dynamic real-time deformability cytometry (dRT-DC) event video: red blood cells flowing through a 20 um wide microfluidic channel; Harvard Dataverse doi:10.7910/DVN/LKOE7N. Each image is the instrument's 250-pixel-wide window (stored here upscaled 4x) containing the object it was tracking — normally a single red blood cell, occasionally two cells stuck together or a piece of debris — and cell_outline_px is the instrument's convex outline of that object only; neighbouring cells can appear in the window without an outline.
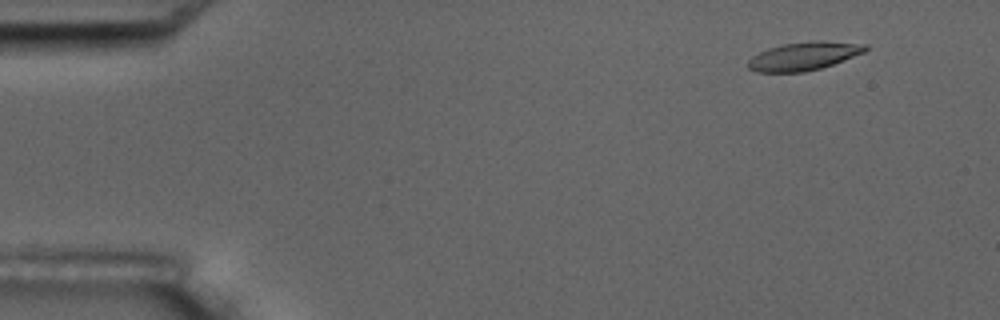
{"species": "common noctule bat (a hibernating species)", "species_latin": "Nyctalus noctula", "temperature_condition": "room temperature", "stored_images_in_passage": 5, "camera_frame_rate_fps": 3000, "um_per_image_px": 0.085, "animal": {"sex": "male", "body_mass_g": 17.5, "forearm_length_mm": 52.3}, "frame": {"image": 1, "passage_image": 2, "time_ms": 1.0, "image_size_px": [1000, 320], "cell_outline_px": [[868, 48], [864, 52], [832, 64], [820, 68], [804, 72], [756, 72], [748, 68], [748, 60], [752, 56], [768, 48], [784, 44], [812, 40], [816, 40], [868, 44]], "centroid_in_image_um": [68.31, 4.76], "position_along_channel_um": 16.7, "area_um2": 19.25}}
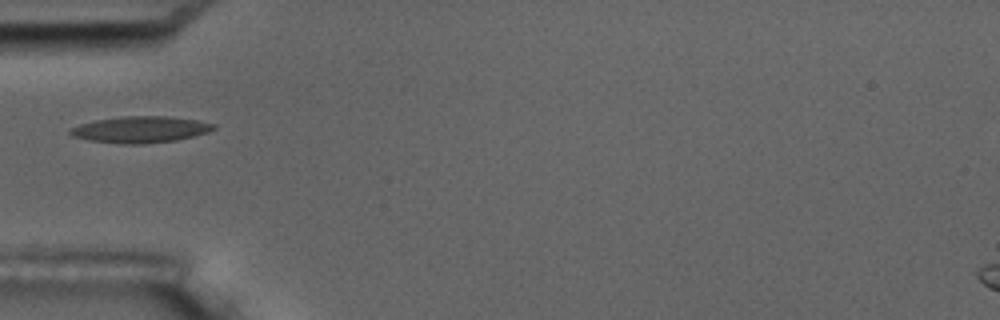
{"frame": {"image": 2, "passage_image": 5, "time_ms": 5.333, "image_size_px": [1000, 320], "cell_outline_px": [[216, 128], [208, 132], [176, 140], [144, 144], [120, 144], [88, 140], [72, 136], [68, 132], [68, 128], [80, 124], [96, 120], [120, 116], [168, 116], [196, 120], [216, 124]], "centroid_in_image_um": [11.9, 11.01], "position_along_channel_um": 73.1, "area_um2": 22.2}}